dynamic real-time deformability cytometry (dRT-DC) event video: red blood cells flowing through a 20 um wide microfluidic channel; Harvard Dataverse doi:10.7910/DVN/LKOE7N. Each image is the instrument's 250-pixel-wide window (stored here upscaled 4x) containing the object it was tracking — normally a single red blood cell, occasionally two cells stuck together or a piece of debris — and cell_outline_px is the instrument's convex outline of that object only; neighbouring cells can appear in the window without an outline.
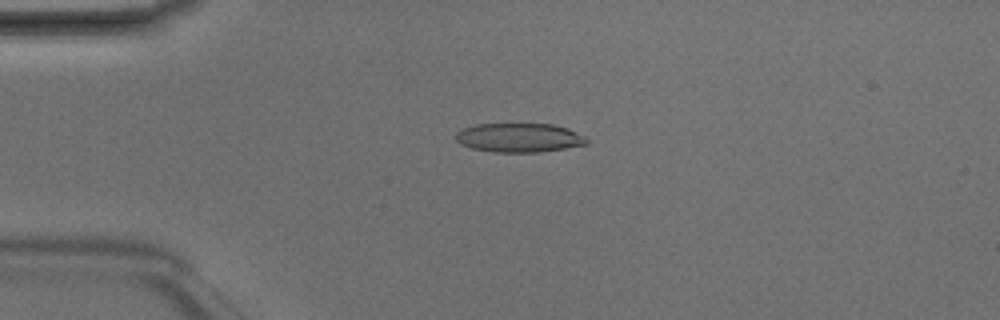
{"species": "Egyptian fruit bat (a non-hibernating species)", "species_latin": "Rousettus aegyptiacus", "temperature_condition": "room temperature", "stored_images_in_passage": 4, "camera_frame_rate_fps": 3000, "um_per_image_px": 0.085, "animal": {"sex": "male"}, "frame": {"image": 1, "passage_image": 3, "time_ms": 0.667, "image_size_px": [1000, 320], "cell_outline_px": [[588, 144], [540, 152], [492, 152], [472, 148], [460, 144], [456, 140], [456, 132], [464, 128], [476, 124], [552, 124], [568, 128], [584, 136], [588, 140]], "centroid_in_image_um": [44.12, 11.7], "position_along_channel_um": 40.9, "area_um2": 22.14}}